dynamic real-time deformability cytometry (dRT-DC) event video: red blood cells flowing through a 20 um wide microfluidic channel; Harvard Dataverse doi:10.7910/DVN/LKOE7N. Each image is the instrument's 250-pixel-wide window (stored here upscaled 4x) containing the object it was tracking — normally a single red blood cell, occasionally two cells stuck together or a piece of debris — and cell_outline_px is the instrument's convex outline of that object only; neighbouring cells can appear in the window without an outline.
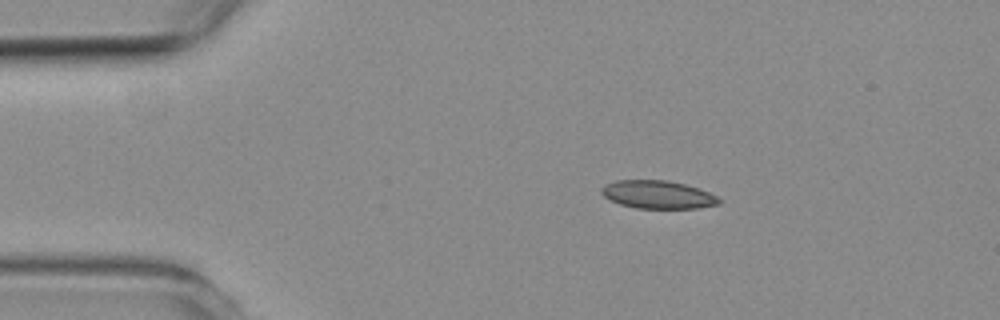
{"species": "common noctule bat (a hibernating species)", "species_latin": "Nyctalus noctula", "temperature_condition": "room temperature", "stored_images_in_passage": 5, "camera_frame_rate_fps": 3000, "um_per_image_px": 0.085, "animal": {"sex": "female", "body_mass_g": 19.3, "forearm_length_mm": 54.1}, "frame": {"image": 1, "passage_image": 3, "time_ms": 2.0, "image_size_px": [1000, 320], "cell_outline_px": [[724, 200], [720, 204], [696, 208], [636, 208], [620, 204], [604, 196], [600, 192], [600, 188], [604, 184], [616, 180], [668, 180], [700, 188]], "centroid_in_image_um": [55.92, 16.53], "position_along_channel_um": 29.1, "area_um2": 19.31}}
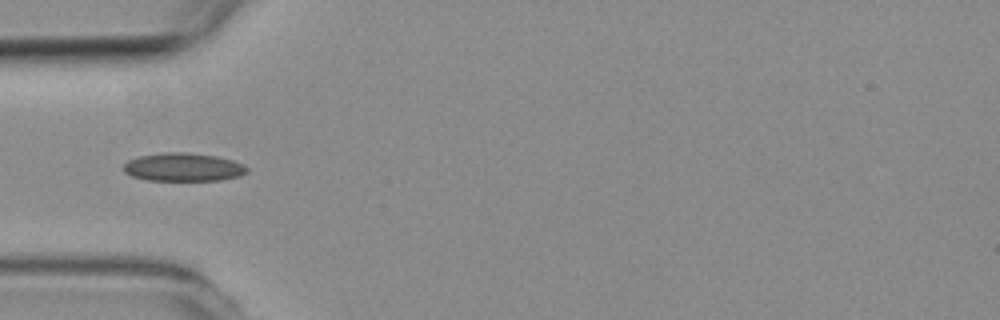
{"frame": {"image": 2, "passage_image": 5, "time_ms": 4.333, "image_size_px": [1000, 320], "cell_outline_px": [[248, 172], [240, 176], [220, 180], [148, 180], [132, 176], [124, 172], [124, 164], [128, 160], [140, 156], [164, 152], [184, 152], [216, 156], [232, 160], [244, 164], [248, 168]], "centroid_in_image_um": [15.6, 14.2], "position_along_channel_um": 69.4, "area_um2": 20.29}}